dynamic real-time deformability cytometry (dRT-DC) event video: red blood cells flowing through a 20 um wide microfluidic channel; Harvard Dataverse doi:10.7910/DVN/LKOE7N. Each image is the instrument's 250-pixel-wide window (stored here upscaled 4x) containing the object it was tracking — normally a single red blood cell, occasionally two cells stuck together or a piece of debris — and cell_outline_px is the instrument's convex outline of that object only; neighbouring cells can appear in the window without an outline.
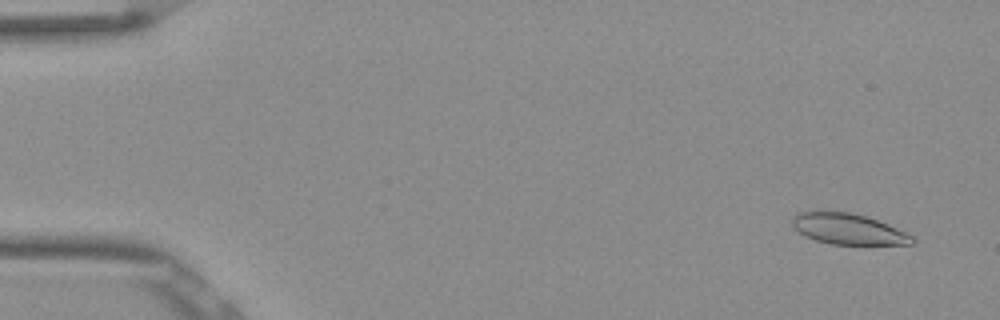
{"species": "Egyptian fruit bat (a non-hibernating species)", "species_latin": "Rousettus aegyptiacus", "temperature_condition": "room temperature", "stored_images_in_passage": 53, "camera_frame_rate_fps": 3000, "um_per_image_px": 0.085, "frame": {"image": 1, "passage_image": 3, "time_ms": 0.667, "image_size_px": [1000, 320], "cell_outline_px": [[916, 240], [912, 244], [832, 244], [816, 240], [804, 236], [792, 224], [792, 216], [796, 212], [816, 208], [848, 212], [864, 216], [888, 224], [912, 236]], "centroid_in_image_um": [71.99, 19.42], "position_along_channel_um": 13.0, "area_um2": 21.85}}
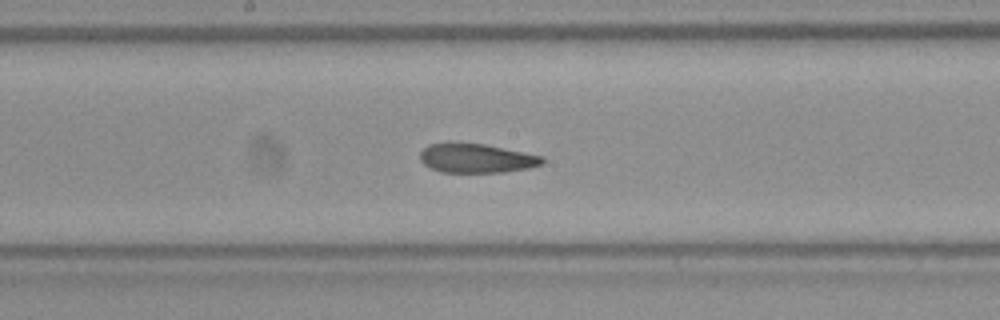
{"frame": {"image": 2, "passage_image": 28, "time_ms": 9.0, "image_size_px": [1000, 320], "cell_outline_px": [[544, 164], [528, 168], [504, 172], [440, 172], [424, 164], [420, 160], [420, 152], [428, 144], [448, 140], [456, 140], [484, 144], [544, 156]], "centroid_in_image_um": [40.45, 13.41], "position_along_channel_um": 207.7, "area_um2": 21.39}}
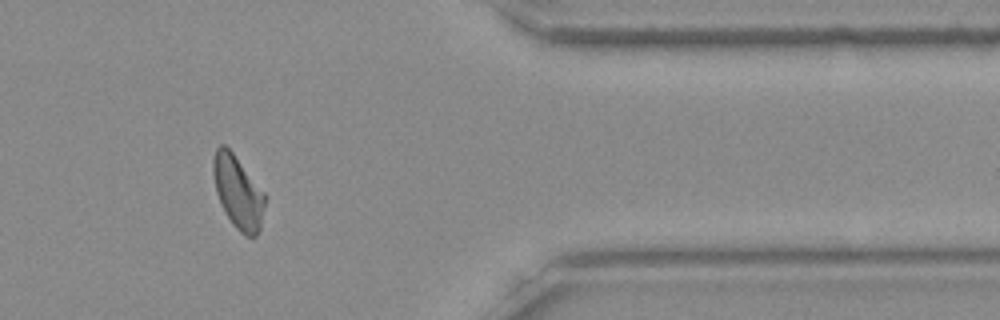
{"frame": {"image": 3, "passage_image": 44, "time_ms": 14.333, "image_size_px": [1000, 320], "cell_outline_px": [[268, 196], [260, 228], [256, 236], [244, 236], [232, 224], [216, 192], [212, 172], [212, 160], [216, 148], [220, 144], [224, 144], [232, 152]], "centroid_in_image_um": [20.25, 16.33], "position_along_channel_um": 391.1, "area_um2": 22.02}, "authors_computed_cell_mechanics": {"area_um2": 22.0218, "velocity_mm_per_s": 3.8503, "shape_relaxation_time_tau1_ms": null, "shape_relaxation_time_tau2_ms": 2.0895, "deformation_change_tau1": null, "deformation_change_tau2": 0.0782}}